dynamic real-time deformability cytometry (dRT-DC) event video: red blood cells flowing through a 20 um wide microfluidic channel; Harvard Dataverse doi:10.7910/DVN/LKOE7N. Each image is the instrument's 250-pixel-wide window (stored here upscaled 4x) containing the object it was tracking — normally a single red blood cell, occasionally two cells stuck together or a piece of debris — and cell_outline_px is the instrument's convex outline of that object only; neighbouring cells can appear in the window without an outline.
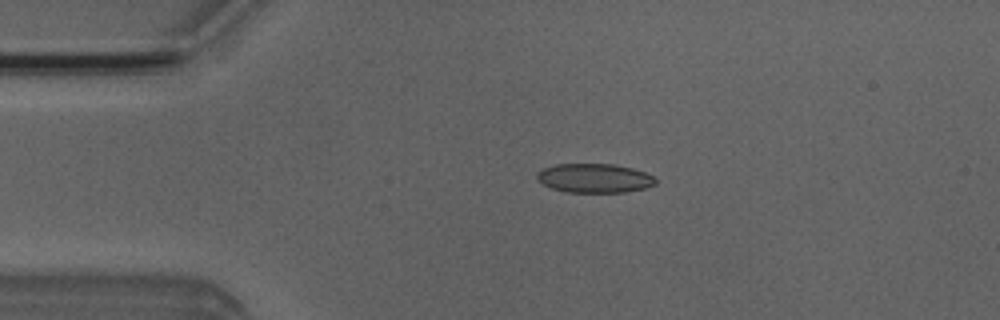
{"species": "Egyptian fruit bat (a non-hibernating species)", "species_latin": "Rousettus aegyptiacus", "temperature_condition": "room temperature", "stored_images_in_passage": 42, "camera_frame_rate_fps": 3000, "um_per_image_px": 0.085, "animal": {"sex": "male"}, "frame": {"image": 1, "passage_image": 1, "time_ms": 0.0, "image_size_px": [1000, 320], "cell_outline_px": [[656, 184], [644, 188], [624, 192], [568, 192], [552, 188], [536, 180], [536, 172], [544, 168], [556, 164], [612, 164], [632, 168], [644, 172], [652, 176], [656, 180]], "centroid_in_image_um": [50.5, 15.14], "position_along_channel_um": 34.5, "area_um2": 20.0}}
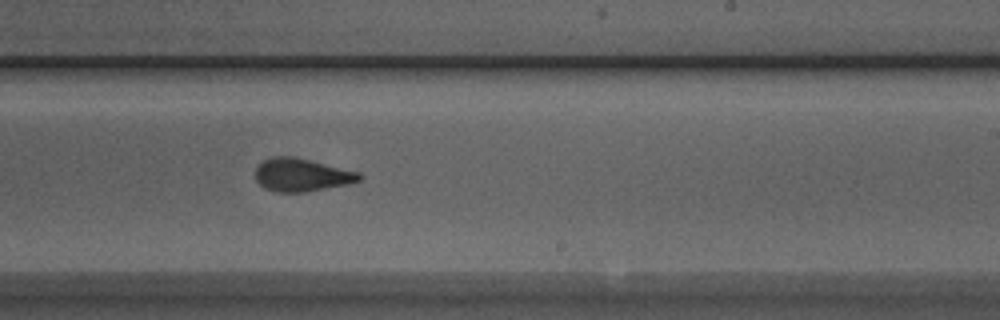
{"frame": {"image": 2, "passage_image": 21, "time_ms": 6.667, "image_size_px": [1000, 320], "cell_outline_px": [[364, 176], [360, 180], [348, 184], [304, 192], [276, 192], [264, 188], [256, 180], [256, 168], [264, 160], [272, 156], [292, 156], [360, 172]], "centroid_in_image_um": [25.65, 14.87], "position_along_channel_um": 263.4, "area_um2": 19.88}}
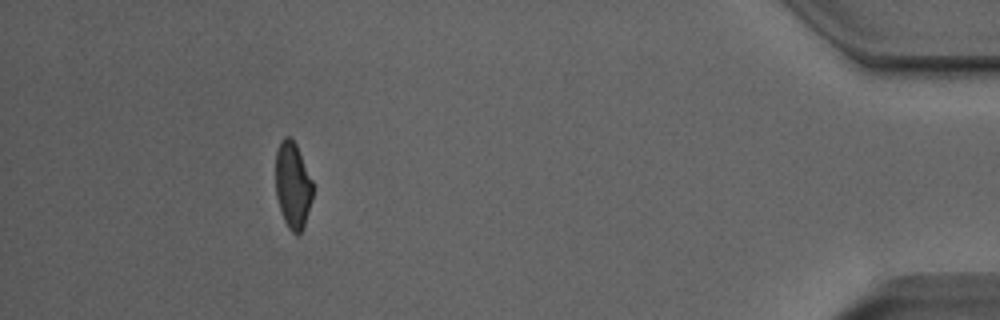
{"frame": {"image": 3, "passage_image": 37, "time_ms": 12.0, "image_size_px": [1000, 320], "cell_outline_px": [[312, 200], [304, 228], [300, 232], [292, 232], [288, 228], [280, 212], [276, 196], [276, 152], [280, 140], [284, 136], [292, 136], [296, 144], [312, 180]], "centroid_in_image_um": [24.88, 15.73], "position_along_channel_um": 410.3, "area_um2": 18.84}, "authors_computed_cell_mechanics": {"area_um2": 20.1722, "velocity_mm_per_s": 3.9656, "shape_relaxation_time_tau1_ms": 3.9263, "shape_relaxation_time_tau2_ms": 1.4237, "deformation_change_tau1": 0.1271, "deformation_change_tau2": 0.0584}}